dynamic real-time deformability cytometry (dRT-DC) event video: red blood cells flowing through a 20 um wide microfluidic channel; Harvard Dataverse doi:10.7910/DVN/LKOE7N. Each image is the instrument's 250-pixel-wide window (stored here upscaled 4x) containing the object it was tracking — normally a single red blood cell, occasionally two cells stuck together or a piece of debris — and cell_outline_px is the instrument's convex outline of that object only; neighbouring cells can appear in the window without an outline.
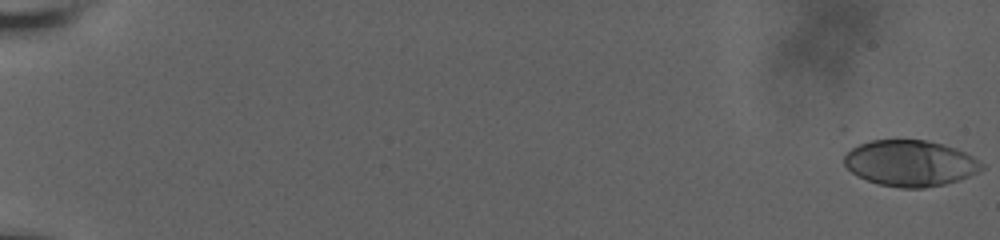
{"species": "human", "species_latin": "Homo sapiens", "temperature_condition": "room temperature", "stored_images_in_passage": 27, "camera_frame_rate_fps": 3000, "um_per_image_px": 0.085, "donor": {"sex": "male"}, "frame": {"image": 1, "passage_image": 1, "time_ms": 0.0, "image_size_px": [1000, 240], "cell_outline_px": [[984, 168], [968, 176], [944, 184], [924, 188], [900, 188], [880, 184], [856, 176], [844, 164], [844, 156], [852, 148], [868, 140], [896, 136], [924, 140], [944, 144], [964, 152], [972, 156], [984, 164]], "centroid_in_image_um": [77.32, 13.82], "position_along_channel_um": 7.7, "area_um2": 37.45}}
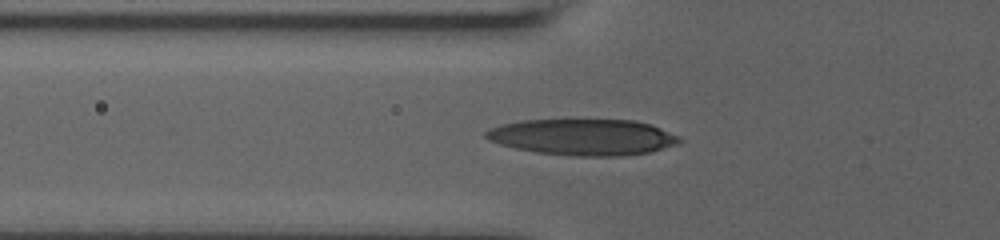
{"frame": {"image": 2, "passage_image": 20, "time_ms": 8.0, "image_size_px": [1000, 240], "cell_outline_px": [[680, 140], [676, 144], [652, 152], [620, 156], [576, 156], [536, 152], [516, 148], [500, 144], [488, 140], [484, 136], [484, 132], [488, 128], [500, 124], [520, 120], [636, 120], [652, 124], [680, 136]], "centroid_in_image_um": [49.54, 11.64], "position_along_channel_um": 76.3, "area_um2": 41.04}}
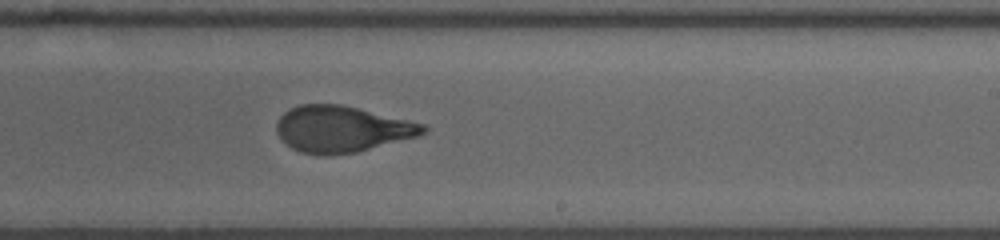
{"frame": {"image": 3, "passage_image": 27, "time_ms": 13.0, "image_size_px": [1000, 240], "cell_outline_px": [[428, 128], [424, 132], [416, 136], [356, 152], [324, 156], [300, 152], [292, 148], [276, 132], [276, 124], [280, 116], [284, 112], [300, 104], [340, 104], [424, 124]], "centroid_in_image_um": [29.01, 10.97], "position_along_channel_um": 260.0, "area_um2": 38.96}}